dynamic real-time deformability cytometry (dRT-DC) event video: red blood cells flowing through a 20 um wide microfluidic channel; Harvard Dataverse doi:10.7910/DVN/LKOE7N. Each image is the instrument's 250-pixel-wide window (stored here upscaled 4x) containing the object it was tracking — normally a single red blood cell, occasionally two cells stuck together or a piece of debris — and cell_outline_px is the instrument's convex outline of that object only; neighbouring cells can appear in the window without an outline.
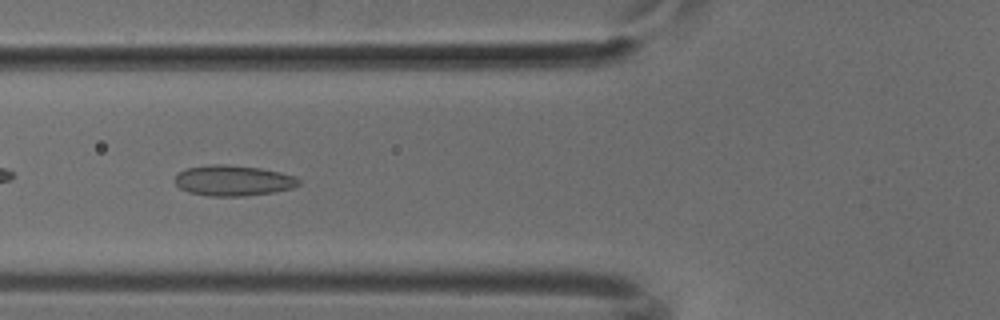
{"species": "common noctule bat (a hibernating species)", "species_latin": "Nyctalus noctula", "temperature_condition": "cold", "stored_images_in_passage": 37, "camera_frame_rate_fps": 3000, "um_per_image_px": 0.085, "animal": {"sex": "male", "body_mass_g": 18.8}, "frame": {"image": 1, "passage_image": 5, "time_ms": 1.333, "image_size_px": [1000, 320], "cell_outline_px": [[300, 184], [292, 188], [272, 192], [244, 196], [208, 196], [188, 192], [180, 188], [176, 184], [176, 176], [180, 172], [188, 168], [212, 164], [228, 164], [260, 168], [280, 172], [296, 176], [300, 180]], "centroid_in_image_um": [19.84, 15.34], "position_along_channel_um": 106.0, "area_um2": 22.02}}
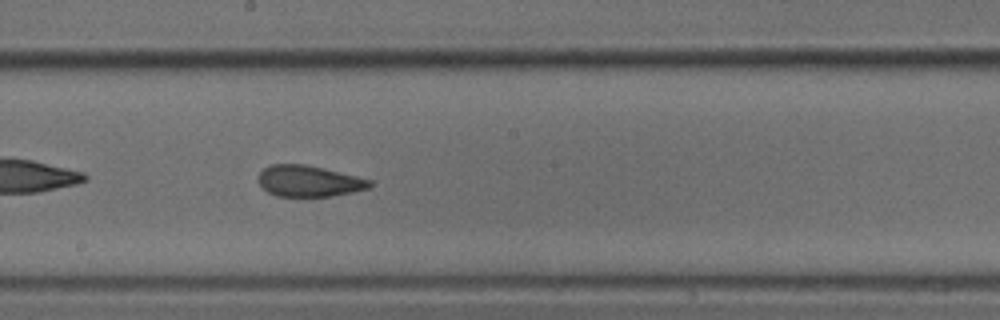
{"frame": {"image": 2, "passage_image": 14, "time_ms": 4.333, "image_size_px": [1000, 320], "cell_outline_px": [[372, 188], [332, 196], [276, 196], [260, 188], [256, 180], [256, 176], [264, 168], [272, 164], [304, 164], [324, 168], [372, 180]], "centroid_in_image_um": [26.22, 15.39], "position_along_channel_um": 222.0, "area_um2": 20.52}}
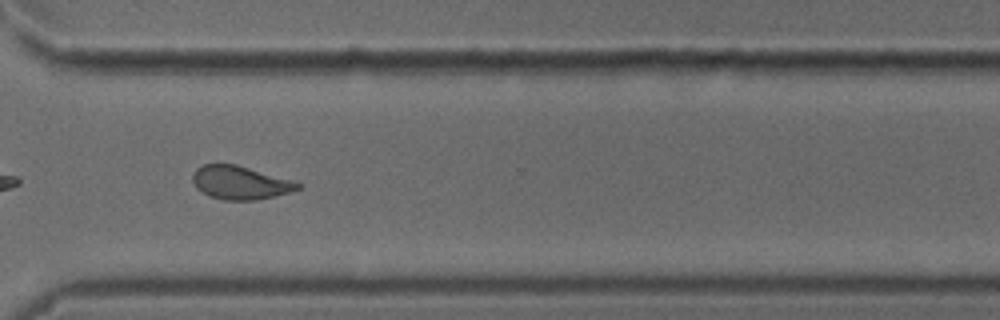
{"frame": {"image": 3, "passage_image": 24, "time_ms": 7.667, "image_size_px": [1000, 320], "cell_outline_px": [[304, 188], [256, 200], [224, 200], [208, 196], [196, 188], [192, 180], [192, 176], [196, 168], [204, 164], [236, 164], [292, 180], [304, 184]], "centroid_in_image_um": [20.42, 15.52], "position_along_channel_um": 350.2, "area_um2": 20.52}}